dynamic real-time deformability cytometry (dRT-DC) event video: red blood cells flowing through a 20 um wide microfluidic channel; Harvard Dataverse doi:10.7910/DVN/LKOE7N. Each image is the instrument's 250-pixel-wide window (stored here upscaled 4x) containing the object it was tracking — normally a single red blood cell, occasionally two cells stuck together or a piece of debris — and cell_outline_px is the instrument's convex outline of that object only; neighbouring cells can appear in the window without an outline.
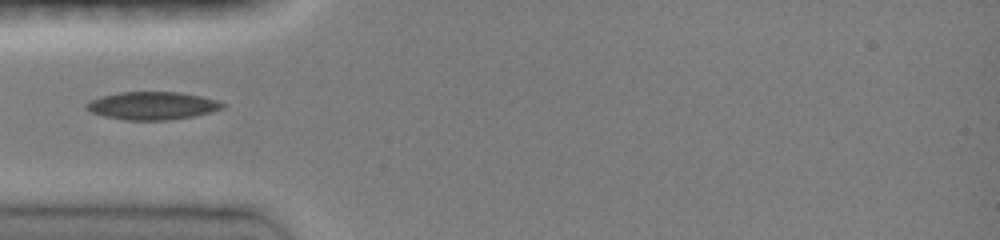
{"species": "common noctule bat (a hibernating species)", "species_latin": "Nyctalus noctula", "temperature_condition": "room temperature", "stored_images_in_passage": 27, "camera_frame_rate_fps": 3000, "um_per_image_px": 0.085, "animal": {"sex": "female", "body_mass_g": 19.0, "forearm_length_mm": 51.5}, "frame": {"image": 1, "passage_image": 1, "time_ms": 0.0, "image_size_px": [1000, 240], "cell_outline_px": [[224, 108], [212, 112], [192, 116], [168, 120], [124, 120], [104, 116], [92, 112], [84, 108], [84, 104], [100, 96], [120, 92], [180, 92], [200, 96], [216, 100], [224, 104]], "centroid_in_image_um": [12.92, 8.98], "position_along_channel_um": 72.1, "area_um2": 22.08}}
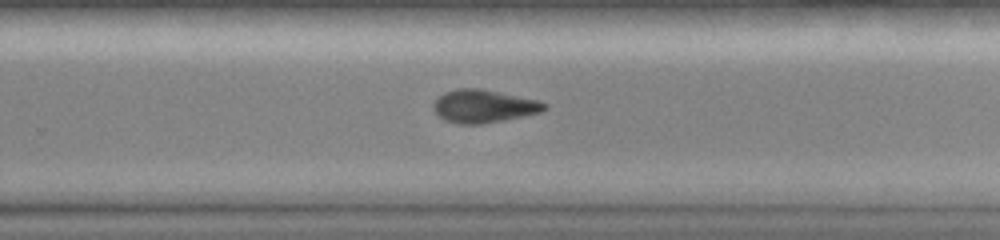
{"frame": {"image": 2, "passage_image": 17, "time_ms": 5.333, "image_size_px": [1000, 240], "cell_outline_px": [[548, 108], [540, 112], [524, 116], [504, 120], [480, 124], [460, 124], [444, 120], [432, 108], [432, 104], [444, 92], [460, 88], [480, 88], [536, 100], [548, 104]], "centroid_in_image_um": [41.11, 9.03], "position_along_channel_um": 288.7, "area_um2": 21.15}}
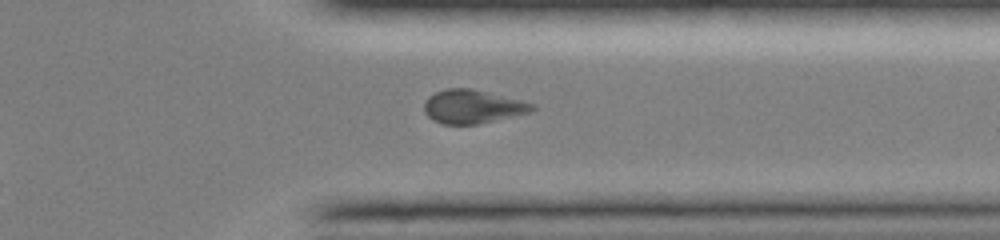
{"frame": {"image": 3, "passage_image": 23, "time_ms": 7.333, "image_size_px": [1000, 240], "cell_outline_px": [[536, 108], [532, 112], [480, 124], [444, 124], [432, 120], [424, 112], [424, 100], [428, 96], [436, 92], [448, 88], [472, 88], [536, 104]], "centroid_in_image_um": [40.17, 9.06], "position_along_channel_um": 371.2, "area_um2": 21.33}}